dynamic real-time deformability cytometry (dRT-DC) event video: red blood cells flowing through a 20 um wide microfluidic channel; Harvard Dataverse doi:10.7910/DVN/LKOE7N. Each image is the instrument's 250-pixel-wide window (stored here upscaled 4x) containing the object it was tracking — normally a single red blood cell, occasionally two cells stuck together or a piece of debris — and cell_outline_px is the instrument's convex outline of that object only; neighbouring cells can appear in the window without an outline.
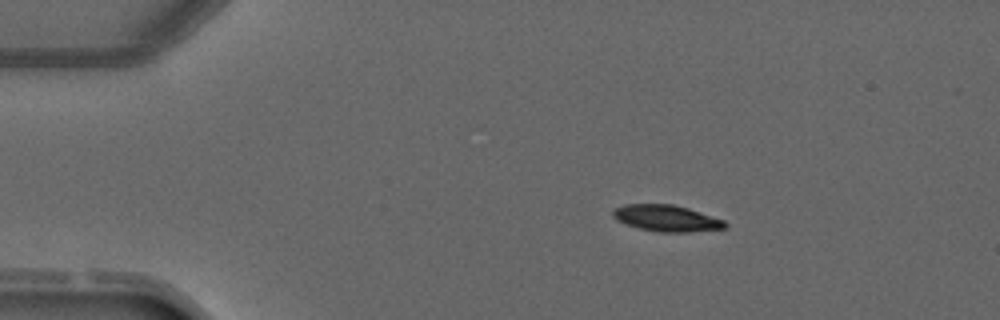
{"species": "common noctule bat (a hibernating species)", "species_latin": "Nyctalus noctula", "temperature_condition": "warm", "stored_images_in_passage": 5, "camera_frame_rate_fps": 3000, "um_per_image_px": 0.085, "animal": {"sex": "male", "forearm_length_mm": 52.5}, "frame": {"image": 1, "passage_image": 3, "time_ms": 2.333, "image_size_px": [1000, 320], "cell_outline_px": [[728, 228], [688, 232], [656, 232], [640, 228], [616, 220], [612, 216], [612, 212], [616, 208], [624, 204], [672, 204], [688, 208], [724, 220], [728, 224]], "centroid_in_image_um": [56.67, 18.55], "position_along_channel_um": 28.3, "area_um2": 17.22}}
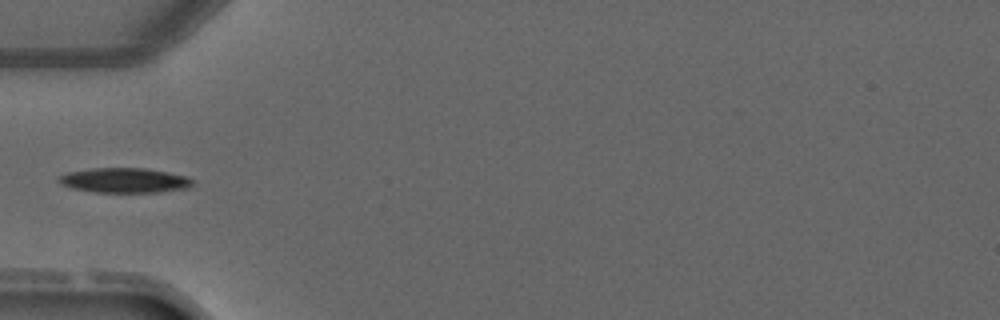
{"frame": {"image": 2, "passage_image": 5, "time_ms": 4.667, "image_size_px": [1000, 320], "cell_outline_px": [[196, 180], [188, 188], [160, 192], [96, 192], [72, 188], [60, 184], [56, 180], [56, 176], [68, 172], [92, 168], [144, 168], [168, 172], [188, 176]], "centroid_in_image_um": [10.58, 15.32], "position_along_channel_um": 74.4, "area_um2": 19.59}}